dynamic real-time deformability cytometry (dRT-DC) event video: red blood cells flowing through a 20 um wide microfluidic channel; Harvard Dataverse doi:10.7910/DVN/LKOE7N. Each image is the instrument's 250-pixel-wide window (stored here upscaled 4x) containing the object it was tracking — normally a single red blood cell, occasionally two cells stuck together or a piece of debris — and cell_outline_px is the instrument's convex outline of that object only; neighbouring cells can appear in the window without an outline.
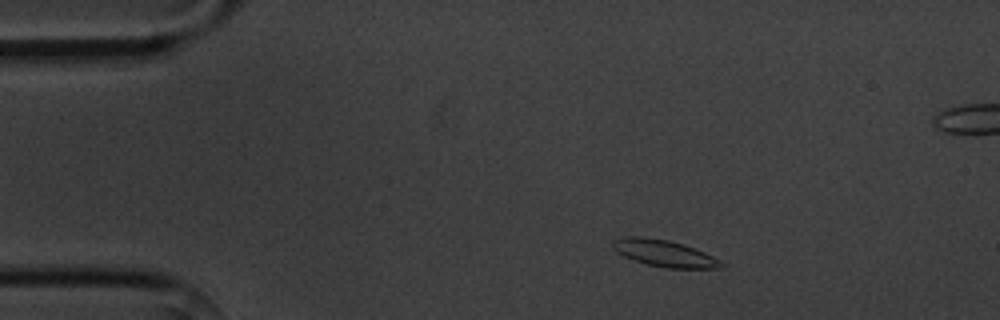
{"species": "common noctule bat (a hibernating species)", "species_latin": "Nyctalus noctula", "temperature_condition": "cold", "stored_images_in_passage": 6, "camera_frame_rate_fps": 3000, "um_per_image_px": 0.085, "animal": {"sex": "male", "body_mass_g": 20.1, "forearm_length_mm": 53.5}, "frame": {"image": 1, "passage_image": 1, "time_ms": 0.0, "image_size_px": [1000, 320], "cell_outline_px": [[724, 264], [720, 268], [664, 268], [632, 260], [616, 252], [612, 248], [612, 240], [624, 236], [644, 236], [668, 240], [684, 244], [704, 252], [720, 260]], "centroid_in_image_um": [56.41, 21.51], "position_along_channel_um": 28.6, "area_um2": 16.99}}
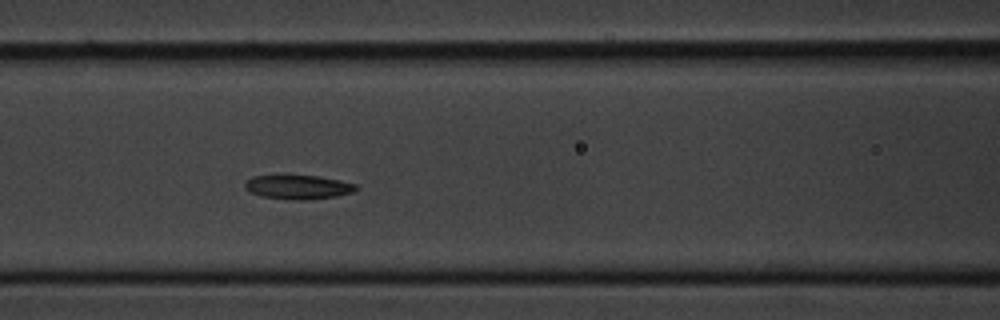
{"frame": {"image": 2, "passage_image": 5, "time_ms": 4.667, "image_size_px": [1000, 320], "cell_outline_px": [[360, 188], [352, 192], [336, 196], [308, 200], [292, 200], [264, 196], [252, 192], [244, 188], [244, 184], [252, 176], [276, 172], [284, 172], [316, 176], [340, 180], [356, 184]], "centroid_in_image_um": [25.3, 15.84], "position_along_channel_um": 141.3, "area_um2": 16.42}}
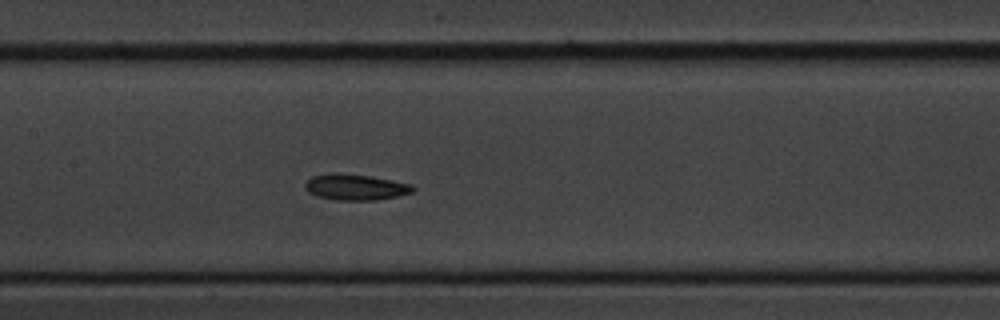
{"frame": {"image": 3, "passage_image": 6, "time_ms": 5.667, "image_size_px": [1000, 320], "cell_outline_px": [[416, 188], [412, 192], [396, 196], [372, 200], [336, 200], [316, 196], [308, 192], [304, 188], [304, 184], [312, 176], [336, 172], [340, 172], [368, 176], [412, 184]], "centroid_in_image_um": [30.17, 15.9], "position_along_channel_um": 177.2, "area_um2": 16.24}}